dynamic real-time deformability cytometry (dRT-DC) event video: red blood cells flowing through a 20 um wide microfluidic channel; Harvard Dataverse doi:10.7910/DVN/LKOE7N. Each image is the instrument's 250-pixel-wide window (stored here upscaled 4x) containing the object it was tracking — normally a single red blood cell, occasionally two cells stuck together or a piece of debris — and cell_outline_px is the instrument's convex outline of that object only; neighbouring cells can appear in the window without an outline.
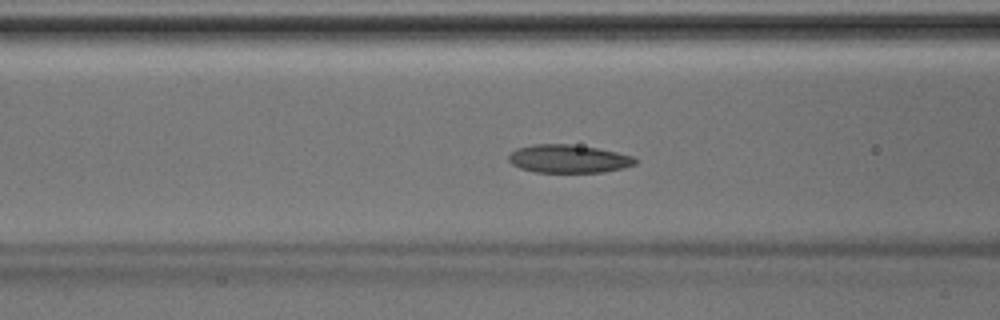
{"species": "Egyptian fruit bat (a non-hibernating species)", "species_latin": "Rousettus aegyptiacus", "temperature_condition": "room temperature", "stored_images_in_passage": 45, "segment_of_instrument_passage": [1, 2], "camera_frame_rate_fps": 3000, "um_per_image_px": 0.085, "animal": {"sex": "male"}, "frame": {"image": 1, "passage_image": 17, "time_ms": 5.333, "image_size_px": [1000, 320], "cell_outline_px": [[636, 164], [624, 168], [604, 172], [536, 172], [520, 168], [512, 164], [508, 160], [508, 156], [516, 148], [532, 144], [572, 144], [596, 148], [616, 152], [632, 156], [636, 160]], "centroid_in_image_um": [48.3, 13.49], "position_along_channel_um": 118.3, "area_um2": 20.75}}
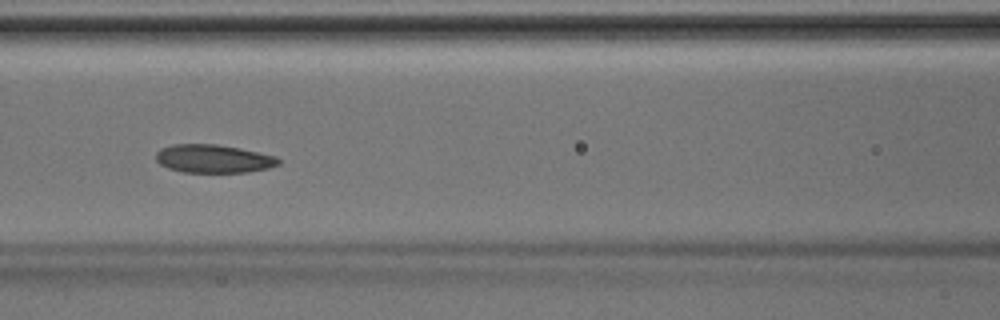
{"frame": {"image": 2, "passage_image": 19, "time_ms": 6.0, "image_size_px": [1000, 320], "cell_outline_px": [[280, 164], [268, 168], [248, 172], [184, 172], [168, 168], [160, 164], [156, 160], [156, 152], [160, 148], [172, 144], [216, 144], [240, 148], [276, 156], [280, 160]], "centroid_in_image_um": [18.13, 13.48], "position_along_channel_um": 148.5, "area_um2": 20.23}}
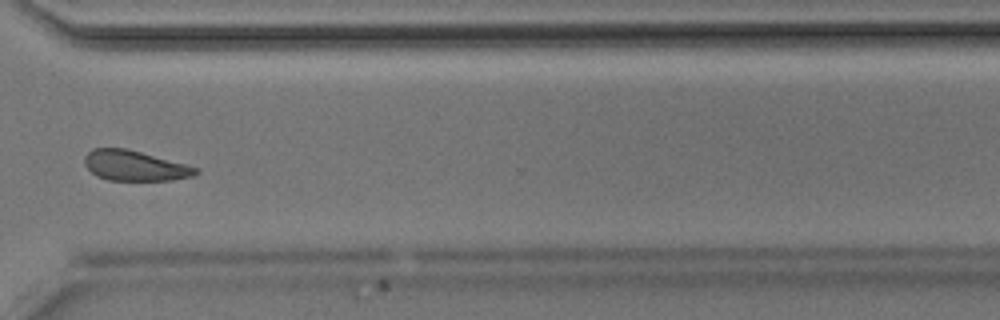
{"frame": {"image": 3, "passage_image": 33, "time_ms": 10.667, "image_size_px": [1000, 320], "cell_outline_px": [[200, 172], [196, 176], [172, 180], [108, 180], [96, 176], [84, 164], [84, 156], [92, 148], [128, 148], [200, 168]], "centroid_in_image_um": [11.49, 14.08], "position_along_channel_um": 359.1, "area_um2": 19.83}}